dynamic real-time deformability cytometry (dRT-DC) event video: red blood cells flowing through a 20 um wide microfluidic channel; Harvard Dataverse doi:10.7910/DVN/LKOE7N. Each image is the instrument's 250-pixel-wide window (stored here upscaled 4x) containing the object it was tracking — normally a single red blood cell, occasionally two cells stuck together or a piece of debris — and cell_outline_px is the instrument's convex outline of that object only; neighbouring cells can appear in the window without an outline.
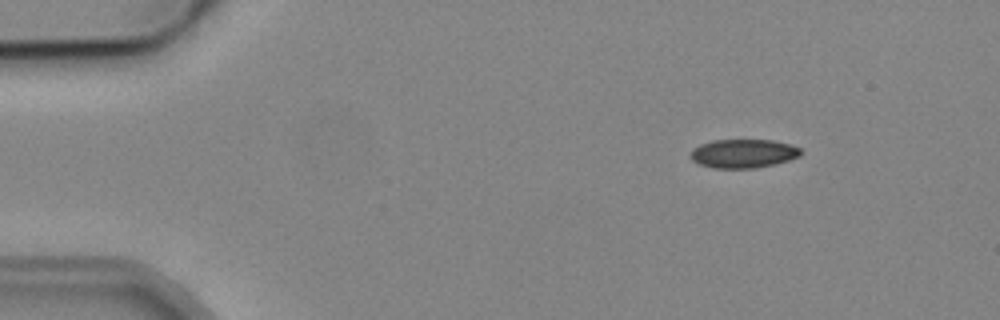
{"species": "common noctule bat (a hibernating species)", "species_latin": "Nyctalus noctula", "temperature_condition": "cold", "stored_images_in_passage": 6, "camera_frame_rate_fps": 3000, "um_per_image_px": 0.085, "animal": {"sex": "male", "body_mass_g": 19.2, "forearm_length_mm": 51.8}, "frame": {"image": 1, "passage_image": 3, "time_ms": 2.333, "image_size_px": [1000, 320], "cell_outline_px": [[800, 156], [776, 164], [756, 168], [712, 168], [700, 164], [692, 160], [688, 156], [688, 152], [692, 148], [700, 144], [712, 140], [772, 140], [788, 144], [800, 148]], "centroid_in_image_um": [63.11, 13.05], "position_along_channel_um": 21.9, "area_um2": 18.61}}